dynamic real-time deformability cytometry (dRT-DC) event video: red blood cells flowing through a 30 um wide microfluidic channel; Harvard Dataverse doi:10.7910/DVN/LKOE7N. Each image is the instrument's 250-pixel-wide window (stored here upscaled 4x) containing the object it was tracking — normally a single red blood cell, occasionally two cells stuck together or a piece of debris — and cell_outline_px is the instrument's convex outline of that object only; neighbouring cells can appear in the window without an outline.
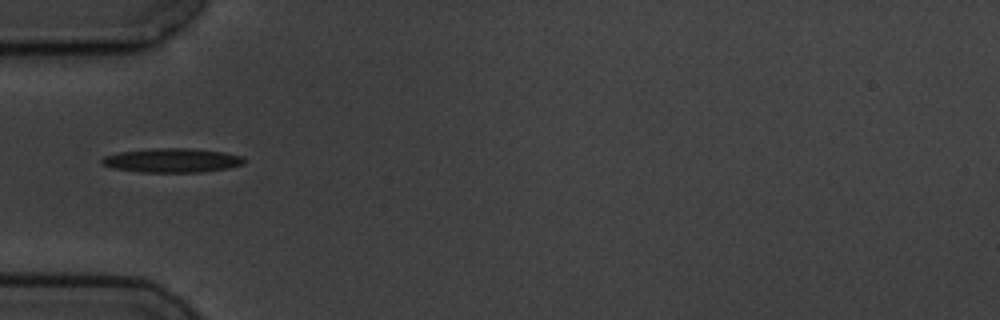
{"species": "common noctule bat (a hibernating species)", "species_latin": "Nyctalus noctula", "temperature_condition": "cold", "stored_images_in_passage": 3, "camera_frame_rate_fps": 3000, "um_per_image_px": 0.085, "animal": {"sex": "male", "body_mass_g": 19.5, "forearm_length_mm": 54.6}, "frame": {"image": 1, "passage_image": 1, "time_ms": 0.0, "image_size_px": [1000, 320], "cell_outline_px": [[248, 160], [244, 164], [228, 168], [204, 172], [140, 172], [112, 168], [100, 164], [100, 160], [104, 156], [120, 152], [152, 148], [188, 148], [224, 152], [244, 156]], "centroid_in_image_um": [14.65, 13.63], "position_along_channel_um": 70.3, "area_um2": 20.29}}